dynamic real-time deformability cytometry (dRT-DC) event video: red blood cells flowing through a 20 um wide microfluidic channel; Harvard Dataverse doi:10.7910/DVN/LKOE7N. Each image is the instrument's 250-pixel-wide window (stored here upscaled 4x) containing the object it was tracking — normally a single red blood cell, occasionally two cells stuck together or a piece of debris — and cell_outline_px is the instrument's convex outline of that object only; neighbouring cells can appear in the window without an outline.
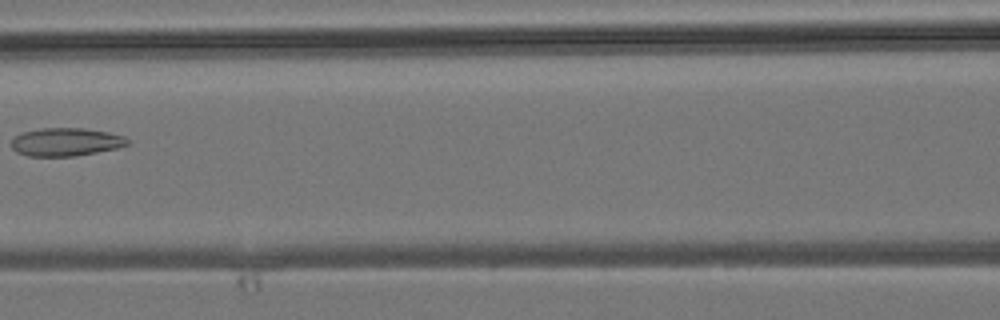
{"species": "common noctule bat (a hibernating species)", "species_latin": "Nyctalus noctula", "temperature_condition": "room temperature", "stored_images_in_passage": 6, "camera_frame_rate_fps": 3000, "um_per_image_px": 0.085, "animal": {"sex": "male", "body_mass_g": 19.2, "forearm_length_mm": 51.8}, "frame": {"image": 1, "passage_image": 6, "time_ms": 6.667, "image_size_px": [1000, 320], "cell_outline_px": [[128, 144], [116, 148], [76, 156], [28, 156], [16, 152], [12, 148], [12, 140], [16, 136], [24, 132], [40, 128], [84, 128], [108, 132], [124, 136], [128, 140]], "centroid_in_image_um": [5.59, 12.06], "position_along_channel_um": 161.0, "area_um2": 18.9}}